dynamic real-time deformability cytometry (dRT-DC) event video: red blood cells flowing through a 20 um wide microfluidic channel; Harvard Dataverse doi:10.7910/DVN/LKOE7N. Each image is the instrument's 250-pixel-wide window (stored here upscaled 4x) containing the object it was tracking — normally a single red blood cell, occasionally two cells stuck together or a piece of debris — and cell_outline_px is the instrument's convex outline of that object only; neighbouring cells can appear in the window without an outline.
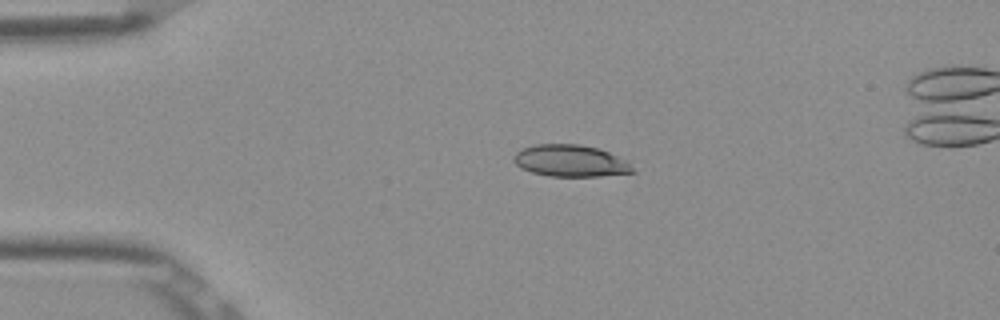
{"species": "Egyptian fruit bat (a non-hibernating species)", "species_latin": "Rousettus aegyptiacus", "temperature_condition": "room temperature", "stored_images_in_passage": 12, "camera_frame_rate_fps": 3000, "um_per_image_px": 0.085, "frame": {"image": 1, "passage_image": 1, "time_ms": 0.0, "image_size_px": [1000, 320], "cell_outline_px": [[636, 172], [600, 176], [548, 176], [532, 172], [520, 168], [512, 160], [512, 156], [516, 152], [524, 148], [536, 144], [580, 144], [600, 148], [628, 160]], "centroid_in_image_um": [48.51, 13.66], "position_along_channel_um": 36.5, "area_um2": 22.31}}
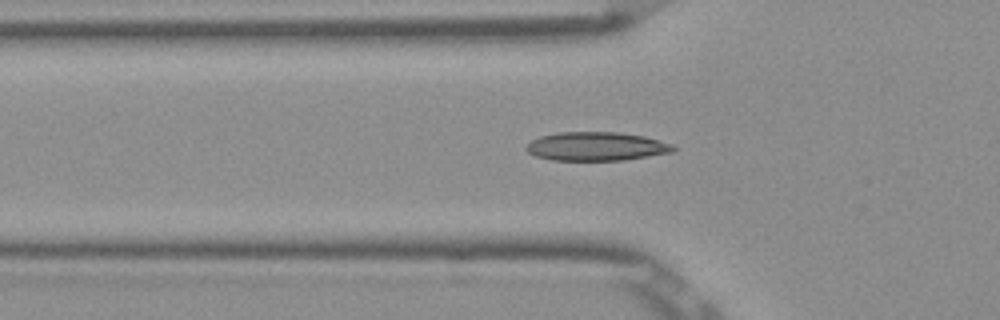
{"frame": {"image": 2, "passage_image": 7, "time_ms": 2.0, "image_size_px": [1000, 320], "cell_outline_px": [[676, 148], [672, 152], [624, 160], [552, 160], [536, 156], [528, 152], [524, 148], [532, 140], [540, 136], [560, 132], [616, 132], [644, 136], [672, 144]], "centroid_in_image_um": [50.67, 12.44], "position_along_channel_um": 75.1, "area_um2": 24.45}}
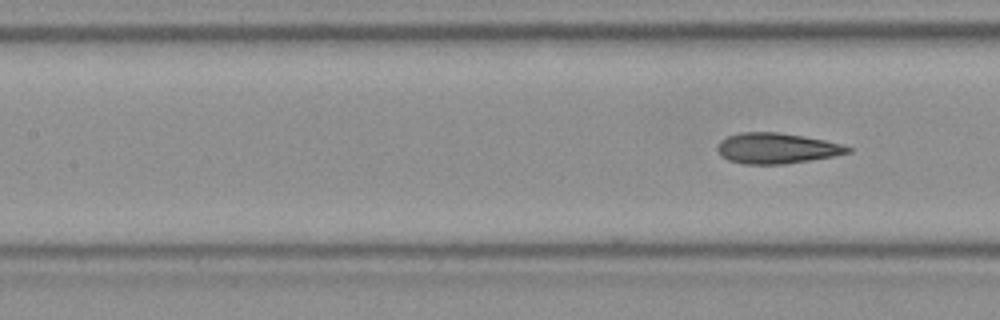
{"frame": {"image": 3, "passage_image": 12, "time_ms": 3.667, "image_size_px": [1000, 320], "cell_outline_px": [[852, 152], [832, 156], [784, 164], [744, 164], [728, 160], [720, 156], [716, 148], [720, 140], [728, 136], [740, 132], [780, 132], [804, 136], [844, 144], [852, 148]], "centroid_in_image_um": [66.0, 12.6], "position_along_channel_um": 141.4, "area_um2": 23.35}}